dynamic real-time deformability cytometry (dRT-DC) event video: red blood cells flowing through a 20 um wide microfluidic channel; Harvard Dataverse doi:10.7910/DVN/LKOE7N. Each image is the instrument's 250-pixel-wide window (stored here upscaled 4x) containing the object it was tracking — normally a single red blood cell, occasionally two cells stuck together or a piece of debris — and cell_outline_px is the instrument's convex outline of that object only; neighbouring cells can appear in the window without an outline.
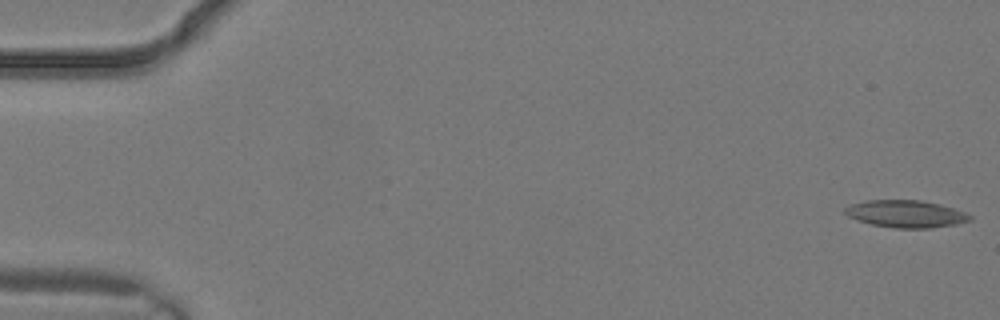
{"species": "common noctule bat (a hibernating species)", "species_latin": "Nyctalus noctula", "temperature_condition": "warm", "stored_images_in_passage": 3, "camera_frame_rate_fps": 3000, "um_per_image_px": 0.085, "animal": {"sex": "male", "body_mass_g": 19.2, "forearm_length_mm": 51.8}, "frame": {"image": 1, "passage_image": 1, "time_ms": 0.0, "image_size_px": [1000, 320], "cell_outline_px": [[972, 220], [956, 224], [928, 228], [896, 228], [872, 224], [856, 220], [848, 216], [844, 212], [844, 208], [852, 204], [868, 200], [920, 200], [940, 204], [964, 212], [972, 216]], "centroid_in_image_um": [76.99, 18.18], "position_along_channel_um": 8.0, "area_um2": 19.71}}
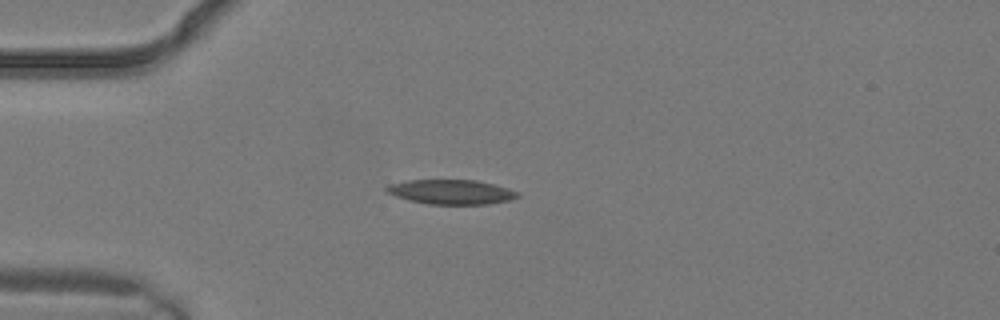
{"frame": {"image": 2, "passage_image": 3, "time_ms": 0.667, "image_size_px": [1000, 320], "cell_outline_px": [[520, 196], [508, 200], [488, 204], [428, 204], [408, 200], [396, 196], [388, 192], [384, 188], [388, 184], [408, 180], [476, 180], [508, 188], [520, 192]], "centroid_in_image_um": [38.35, 16.31], "position_along_channel_um": 46.7, "area_um2": 18.73}}